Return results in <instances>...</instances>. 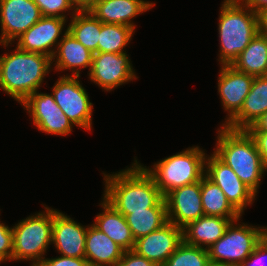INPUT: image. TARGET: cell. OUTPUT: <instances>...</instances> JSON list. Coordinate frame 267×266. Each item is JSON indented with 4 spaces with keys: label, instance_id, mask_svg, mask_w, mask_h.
Here are the masks:
<instances>
[{
    "label": "cell",
    "instance_id": "836d02e7",
    "mask_svg": "<svg viewBox=\"0 0 267 266\" xmlns=\"http://www.w3.org/2000/svg\"><path fill=\"white\" fill-rule=\"evenodd\" d=\"M116 266H158L153 261L147 260L145 257L137 254L133 250L124 251L122 258Z\"/></svg>",
    "mask_w": 267,
    "mask_h": 266
},
{
    "label": "cell",
    "instance_id": "603a6c76",
    "mask_svg": "<svg viewBox=\"0 0 267 266\" xmlns=\"http://www.w3.org/2000/svg\"><path fill=\"white\" fill-rule=\"evenodd\" d=\"M100 205L103 212L96 215L93 225L109 236L124 251L133 250L135 239L123 214L119 213L104 198Z\"/></svg>",
    "mask_w": 267,
    "mask_h": 266
},
{
    "label": "cell",
    "instance_id": "d590c367",
    "mask_svg": "<svg viewBox=\"0 0 267 266\" xmlns=\"http://www.w3.org/2000/svg\"><path fill=\"white\" fill-rule=\"evenodd\" d=\"M248 132H267V112L257 119L248 129Z\"/></svg>",
    "mask_w": 267,
    "mask_h": 266
},
{
    "label": "cell",
    "instance_id": "b9f144b4",
    "mask_svg": "<svg viewBox=\"0 0 267 266\" xmlns=\"http://www.w3.org/2000/svg\"><path fill=\"white\" fill-rule=\"evenodd\" d=\"M0 45H1L2 47L4 46V47L6 48V47H7L8 45H10V44H2L1 41H0Z\"/></svg>",
    "mask_w": 267,
    "mask_h": 266
},
{
    "label": "cell",
    "instance_id": "ac0fdd59",
    "mask_svg": "<svg viewBox=\"0 0 267 266\" xmlns=\"http://www.w3.org/2000/svg\"><path fill=\"white\" fill-rule=\"evenodd\" d=\"M154 5L146 0H95L88 11L102 23L126 25L135 29L132 20Z\"/></svg>",
    "mask_w": 267,
    "mask_h": 266
},
{
    "label": "cell",
    "instance_id": "4fadbf2b",
    "mask_svg": "<svg viewBox=\"0 0 267 266\" xmlns=\"http://www.w3.org/2000/svg\"><path fill=\"white\" fill-rule=\"evenodd\" d=\"M66 22L68 21L64 18L42 16L26 32L16 38V47L26 52L41 53L52 58L61 40L60 35L67 32V29L63 32Z\"/></svg>",
    "mask_w": 267,
    "mask_h": 266
},
{
    "label": "cell",
    "instance_id": "f1b7e54d",
    "mask_svg": "<svg viewBox=\"0 0 267 266\" xmlns=\"http://www.w3.org/2000/svg\"><path fill=\"white\" fill-rule=\"evenodd\" d=\"M209 261L207 249L183 241L162 266H206Z\"/></svg>",
    "mask_w": 267,
    "mask_h": 266
},
{
    "label": "cell",
    "instance_id": "44dd1931",
    "mask_svg": "<svg viewBox=\"0 0 267 266\" xmlns=\"http://www.w3.org/2000/svg\"><path fill=\"white\" fill-rule=\"evenodd\" d=\"M124 250L93 224L87 226L85 258L89 266H116Z\"/></svg>",
    "mask_w": 267,
    "mask_h": 266
},
{
    "label": "cell",
    "instance_id": "d6986e66",
    "mask_svg": "<svg viewBox=\"0 0 267 266\" xmlns=\"http://www.w3.org/2000/svg\"><path fill=\"white\" fill-rule=\"evenodd\" d=\"M93 54L82 43L78 42L68 31L62 35L60 42L52 56V66L56 71L69 70L71 76H79L81 69L90 71Z\"/></svg>",
    "mask_w": 267,
    "mask_h": 266
},
{
    "label": "cell",
    "instance_id": "8d00e7d4",
    "mask_svg": "<svg viewBox=\"0 0 267 266\" xmlns=\"http://www.w3.org/2000/svg\"><path fill=\"white\" fill-rule=\"evenodd\" d=\"M251 10L257 14L267 8V0H242Z\"/></svg>",
    "mask_w": 267,
    "mask_h": 266
},
{
    "label": "cell",
    "instance_id": "52a82bcc",
    "mask_svg": "<svg viewBox=\"0 0 267 266\" xmlns=\"http://www.w3.org/2000/svg\"><path fill=\"white\" fill-rule=\"evenodd\" d=\"M239 220L231 221L223 236L207 249L211 262L239 266L262 240V226L238 224Z\"/></svg>",
    "mask_w": 267,
    "mask_h": 266
},
{
    "label": "cell",
    "instance_id": "9a60e30c",
    "mask_svg": "<svg viewBox=\"0 0 267 266\" xmlns=\"http://www.w3.org/2000/svg\"><path fill=\"white\" fill-rule=\"evenodd\" d=\"M183 242V229L168 222L157 231L135 240L133 251L162 266Z\"/></svg>",
    "mask_w": 267,
    "mask_h": 266
},
{
    "label": "cell",
    "instance_id": "8fae6325",
    "mask_svg": "<svg viewBox=\"0 0 267 266\" xmlns=\"http://www.w3.org/2000/svg\"><path fill=\"white\" fill-rule=\"evenodd\" d=\"M205 175L219 186L230 204L241 215L244 209L256 200V194L214 152L206 156Z\"/></svg>",
    "mask_w": 267,
    "mask_h": 266
},
{
    "label": "cell",
    "instance_id": "60d3db41",
    "mask_svg": "<svg viewBox=\"0 0 267 266\" xmlns=\"http://www.w3.org/2000/svg\"><path fill=\"white\" fill-rule=\"evenodd\" d=\"M206 266H228V265H224V264H221V263H215V262L209 261Z\"/></svg>",
    "mask_w": 267,
    "mask_h": 266
},
{
    "label": "cell",
    "instance_id": "30bf717a",
    "mask_svg": "<svg viewBox=\"0 0 267 266\" xmlns=\"http://www.w3.org/2000/svg\"><path fill=\"white\" fill-rule=\"evenodd\" d=\"M132 65L127 52L123 54L97 52L93 54L88 78L103 90L112 91L138 78Z\"/></svg>",
    "mask_w": 267,
    "mask_h": 266
},
{
    "label": "cell",
    "instance_id": "83f0119b",
    "mask_svg": "<svg viewBox=\"0 0 267 266\" xmlns=\"http://www.w3.org/2000/svg\"><path fill=\"white\" fill-rule=\"evenodd\" d=\"M134 28L126 25L101 22V32L98 40L97 52L126 53L127 44L132 40Z\"/></svg>",
    "mask_w": 267,
    "mask_h": 266
},
{
    "label": "cell",
    "instance_id": "7402d4cb",
    "mask_svg": "<svg viewBox=\"0 0 267 266\" xmlns=\"http://www.w3.org/2000/svg\"><path fill=\"white\" fill-rule=\"evenodd\" d=\"M267 112V76H255L240 112L226 125L234 130H247Z\"/></svg>",
    "mask_w": 267,
    "mask_h": 266
},
{
    "label": "cell",
    "instance_id": "7c38bea8",
    "mask_svg": "<svg viewBox=\"0 0 267 266\" xmlns=\"http://www.w3.org/2000/svg\"><path fill=\"white\" fill-rule=\"evenodd\" d=\"M41 17L40 9L33 0H0L1 43H14Z\"/></svg>",
    "mask_w": 267,
    "mask_h": 266
},
{
    "label": "cell",
    "instance_id": "1f68e13d",
    "mask_svg": "<svg viewBox=\"0 0 267 266\" xmlns=\"http://www.w3.org/2000/svg\"><path fill=\"white\" fill-rule=\"evenodd\" d=\"M37 266H89L86 258H73L59 256L55 258H44Z\"/></svg>",
    "mask_w": 267,
    "mask_h": 266
},
{
    "label": "cell",
    "instance_id": "74e56055",
    "mask_svg": "<svg viewBox=\"0 0 267 266\" xmlns=\"http://www.w3.org/2000/svg\"><path fill=\"white\" fill-rule=\"evenodd\" d=\"M77 11H88L95 0H69Z\"/></svg>",
    "mask_w": 267,
    "mask_h": 266
},
{
    "label": "cell",
    "instance_id": "ffe728a7",
    "mask_svg": "<svg viewBox=\"0 0 267 266\" xmlns=\"http://www.w3.org/2000/svg\"><path fill=\"white\" fill-rule=\"evenodd\" d=\"M239 218H224L203 215L183 227V241L192 246L210 248L224 234L231 221Z\"/></svg>",
    "mask_w": 267,
    "mask_h": 266
},
{
    "label": "cell",
    "instance_id": "2e32d148",
    "mask_svg": "<svg viewBox=\"0 0 267 266\" xmlns=\"http://www.w3.org/2000/svg\"><path fill=\"white\" fill-rule=\"evenodd\" d=\"M164 198L168 222L180 228L205 215L201 202V181L176 188Z\"/></svg>",
    "mask_w": 267,
    "mask_h": 266
},
{
    "label": "cell",
    "instance_id": "ba28073f",
    "mask_svg": "<svg viewBox=\"0 0 267 266\" xmlns=\"http://www.w3.org/2000/svg\"><path fill=\"white\" fill-rule=\"evenodd\" d=\"M79 76L63 75L52 88L55 102L74 126L91 131L93 103Z\"/></svg>",
    "mask_w": 267,
    "mask_h": 266
},
{
    "label": "cell",
    "instance_id": "f546056e",
    "mask_svg": "<svg viewBox=\"0 0 267 266\" xmlns=\"http://www.w3.org/2000/svg\"><path fill=\"white\" fill-rule=\"evenodd\" d=\"M39 7L42 16H51L67 19L66 12H72V17L77 10L73 7L69 0H33Z\"/></svg>",
    "mask_w": 267,
    "mask_h": 266
},
{
    "label": "cell",
    "instance_id": "4dcf8cb0",
    "mask_svg": "<svg viewBox=\"0 0 267 266\" xmlns=\"http://www.w3.org/2000/svg\"><path fill=\"white\" fill-rule=\"evenodd\" d=\"M13 232L12 227L0 221V257L5 261H12Z\"/></svg>",
    "mask_w": 267,
    "mask_h": 266
},
{
    "label": "cell",
    "instance_id": "cb8c5ba5",
    "mask_svg": "<svg viewBox=\"0 0 267 266\" xmlns=\"http://www.w3.org/2000/svg\"><path fill=\"white\" fill-rule=\"evenodd\" d=\"M231 65L253 76H267V36L258 32Z\"/></svg>",
    "mask_w": 267,
    "mask_h": 266
},
{
    "label": "cell",
    "instance_id": "9c48e42d",
    "mask_svg": "<svg viewBox=\"0 0 267 266\" xmlns=\"http://www.w3.org/2000/svg\"><path fill=\"white\" fill-rule=\"evenodd\" d=\"M33 124L41 132L66 136L73 124L55 102L52 94L34 92L22 104Z\"/></svg>",
    "mask_w": 267,
    "mask_h": 266
},
{
    "label": "cell",
    "instance_id": "f35d334b",
    "mask_svg": "<svg viewBox=\"0 0 267 266\" xmlns=\"http://www.w3.org/2000/svg\"><path fill=\"white\" fill-rule=\"evenodd\" d=\"M259 33L267 36V8L258 13Z\"/></svg>",
    "mask_w": 267,
    "mask_h": 266
},
{
    "label": "cell",
    "instance_id": "4316f807",
    "mask_svg": "<svg viewBox=\"0 0 267 266\" xmlns=\"http://www.w3.org/2000/svg\"><path fill=\"white\" fill-rule=\"evenodd\" d=\"M135 240L157 231L168 223L167 207H151L147 211H131L123 215Z\"/></svg>",
    "mask_w": 267,
    "mask_h": 266
},
{
    "label": "cell",
    "instance_id": "ab89813d",
    "mask_svg": "<svg viewBox=\"0 0 267 266\" xmlns=\"http://www.w3.org/2000/svg\"><path fill=\"white\" fill-rule=\"evenodd\" d=\"M262 240L267 243V227H262Z\"/></svg>",
    "mask_w": 267,
    "mask_h": 266
},
{
    "label": "cell",
    "instance_id": "e0dca14e",
    "mask_svg": "<svg viewBox=\"0 0 267 266\" xmlns=\"http://www.w3.org/2000/svg\"><path fill=\"white\" fill-rule=\"evenodd\" d=\"M87 226L53 209L52 244L62 256L85 258Z\"/></svg>",
    "mask_w": 267,
    "mask_h": 266
},
{
    "label": "cell",
    "instance_id": "3957f363",
    "mask_svg": "<svg viewBox=\"0 0 267 266\" xmlns=\"http://www.w3.org/2000/svg\"><path fill=\"white\" fill-rule=\"evenodd\" d=\"M214 153L225 162L256 195L266 169L254 138L247 130L220 126Z\"/></svg>",
    "mask_w": 267,
    "mask_h": 266
},
{
    "label": "cell",
    "instance_id": "d6a6232c",
    "mask_svg": "<svg viewBox=\"0 0 267 266\" xmlns=\"http://www.w3.org/2000/svg\"><path fill=\"white\" fill-rule=\"evenodd\" d=\"M266 258L267 243L261 240L256 245L254 251L239 266H262L264 265V261Z\"/></svg>",
    "mask_w": 267,
    "mask_h": 266
},
{
    "label": "cell",
    "instance_id": "6da1fadb",
    "mask_svg": "<svg viewBox=\"0 0 267 266\" xmlns=\"http://www.w3.org/2000/svg\"><path fill=\"white\" fill-rule=\"evenodd\" d=\"M131 165L115 174L102 173L103 198L123 215L151 207H167L153 177L136 158Z\"/></svg>",
    "mask_w": 267,
    "mask_h": 266
},
{
    "label": "cell",
    "instance_id": "484cf974",
    "mask_svg": "<svg viewBox=\"0 0 267 266\" xmlns=\"http://www.w3.org/2000/svg\"><path fill=\"white\" fill-rule=\"evenodd\" d=\"M70 19L67 31L92 53H97L101 21L89 11H77Z\"/></svg>",
    "mask_w": 267,
    "mask_h": 266
},
{
    "label": "cell",
    "instance_id": "277c9868",
    "mask_svg": "<svg viewBox=\"0 0 267 266\" xmlns=\"http://www.w3.org/2000/svg\"><path fill=\"white\" fill-rule=\"evenodd\" d=\"M218 21V61L220 65H231L259 32L258 14L242 0H224Z\"/></svg>",
    "mask_w": 267,
    "mask_h": 266
},
{
    "label": "cell",
    "instance_id": "5bb4252c",
    "mask_svg": "<svg viewBox=\"0 0 267 266\" xmlns=\"http://www.w3.org/2000/svg\"><path fill=\"white\" fill-rule=\"evenodd\" d=\"M220 67L217 84L222 108L227 111L228 117L222 123V126H226L243 107L255 76L240 72L232 65H221Z\"/></svg>",
    "mask_w": 267,
    "mask_h": 266
},
{
    "label": "cell",
    "instance_id": "5b68a950",
    "mask_svg": "<svg viewBox=\"0 0 267 266\" xmlns=\"http://www.w3.org/2000/svg\"><path fill=\"white\" fill-rule=\"evenodd\" d=\"M206 153L198 146H192L144 169L153 177L163 197L172 190L201 181L205 175Z\"/></svg>",
    "mask_w": 267,
    "mask_h": 266
},
{
    "label": "cell",
    "instance_id": "7bdbcfd3",
    "mask_svg": "<svg viewBox=\"0 0 267 266\" xmlns=\"http://www.w3.org/2000/svg\"><path fill=\"white\" fill-rule=\"evenodd\" d=\"M2 262L5 263V260H4L2 257H0V264H1Z\"/></svg>",
    "mask_w": 267,
    "mask_h": 266
},
{
    "label": "cell",
    "instance_id": "7a4b0ae2",
    "mask_svg": "<svg viewBox=\"0 0 267 266\" xmlns=\"http://www.w3.org/2000/svg\"><path fill=\"white\" fill-rule=\"evenodd\" d=\"M8 53L0 56V89L22 104L32 93L39 91L52 69V59L17 47Z\"/></svg>",
    "mask_w": 267,
    "mask_h": 266
},
{
    "label": "cell",
    "instance_id": "d4e9b609",
    "mask_svg": "<svg viewBox=\"0 0 267 266\" xmlns=\"http://www.w3.org/2000/svg\"><path fill=\"white\" fill-rule=\"evenodd\" d=\"M201 202L205 215L241 218V214L230 204L224 192L206 175L201 179Z\"/></svg>",
    "mask_w": 267,
    "mask_h": 266
},
{
    "label": "cell",
    "instance_id": "e575fe53",
    "mask_svg": "<svg viewBox=\"0 0 267 266\" xmlns=\"http://www.w3.org/2000/svg\"><path fill=\"white\" fill-rule=\"evenodd\" d=\"M254 138L258 152L261 154L262 161L267 171V132H249Z\"/></svg>",
    "mask_w": 267,
    "mask_h": 266
},
{
    "label": "cell",
    "instance_id": "8992f818",
    "mask_svg": "<svg viewBox=\"0 0 267 266\" xmlns=\"http://www.w3.org/2000/svg\"><path fill=\"white\" fill-rule=\"evenodd\" d=\"M44 208L12 226V261L30 260V266H37L45 258L46 250L52 244L53 208L46 205Z\"/></svg>",
    "mask_w": 267,
    "mask_h": 266
}]
</instances>
